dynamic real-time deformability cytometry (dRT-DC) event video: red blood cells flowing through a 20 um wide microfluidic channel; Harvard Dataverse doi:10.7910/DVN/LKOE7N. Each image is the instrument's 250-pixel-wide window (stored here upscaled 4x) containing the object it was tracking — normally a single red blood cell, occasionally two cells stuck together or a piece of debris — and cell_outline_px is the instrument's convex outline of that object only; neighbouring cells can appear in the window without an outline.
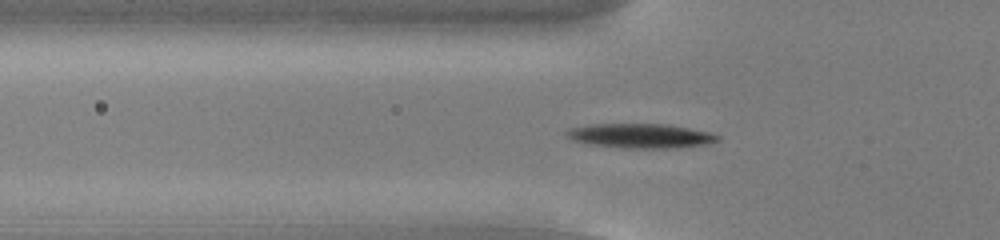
{"species": "common noctule bat (a hibernating species)", "species_latin": "Nyctalus noctula", "temperature_condition": "cold", "stored_images_in_passage": 55, "camera_frame_rate_fps": 3000, "um_per_image_px": 0.085, "animal": {"sex": "male", "body_mass_g": 13.0, "forearm_length_mm": 53.1}, "frame": {"image": 1, "passage_image": 19, "time_ms": 6.0, "image_size_px": [1000, 240], "cell_outline_px": [[720, 140], [708, 144], [664, 148], [624, 148], [592, 144], [572, 140], [564, 132], [572, 128], [592, 124], [668, 124], [712, 132], [720, 136]], "centroid_in_image_um": [54.5, 11.54], "position_along_channel_um": 71.3, "area_um2": 21.39}}
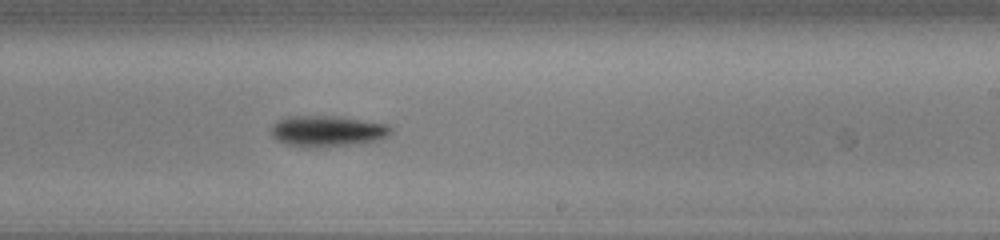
{"frame": {"image": 2, "passage_image": 34, "time_ms": 11.0, "image_size_px": [1000, 240], "cell_outline_px": [[392, 132], [388, 136], [380, 140], [360, 144], [312, 148], [288, 144], [276, 140], [268, 132], [272, 124], [276, 120], [288, 116], [332, 116], [388, 124], [392, 128]], "centroid_in_image_um": [27.8, 11.15], "position_along_channel_um": 261.2, "area_um2": 21.96}}
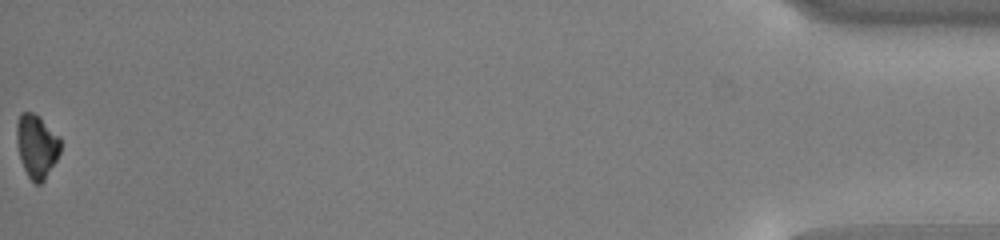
{"frame": {"image": 3, "passage_image": 55, "time_ms": 18.0, "image_size_px": [1000, 240], "cell_outline_px": [[60, 152], [56, 160], [44, 180], [40, 184], [36, 184], [28, 176], [24, 168], [20, 156], [16, 140], [16, 124], [20, 112], [32, 112], [40, 116], [60, 136]], "centroid_in_image_um": [3.12, 12.37], "position_along_channel_um": 432.1, "area_um2": 16.24}, "authors_computed_cell_mechanics": {"area_um2": 19.074, "velocity_mm_per_s": 3.8126, "shape_relaxation_time_tau1_ms": 2.4796, "shape_relaxation_time_tau2_ms": null, "deformation_change_tau1": 0.1241, "deformation_change_tau2": null}}